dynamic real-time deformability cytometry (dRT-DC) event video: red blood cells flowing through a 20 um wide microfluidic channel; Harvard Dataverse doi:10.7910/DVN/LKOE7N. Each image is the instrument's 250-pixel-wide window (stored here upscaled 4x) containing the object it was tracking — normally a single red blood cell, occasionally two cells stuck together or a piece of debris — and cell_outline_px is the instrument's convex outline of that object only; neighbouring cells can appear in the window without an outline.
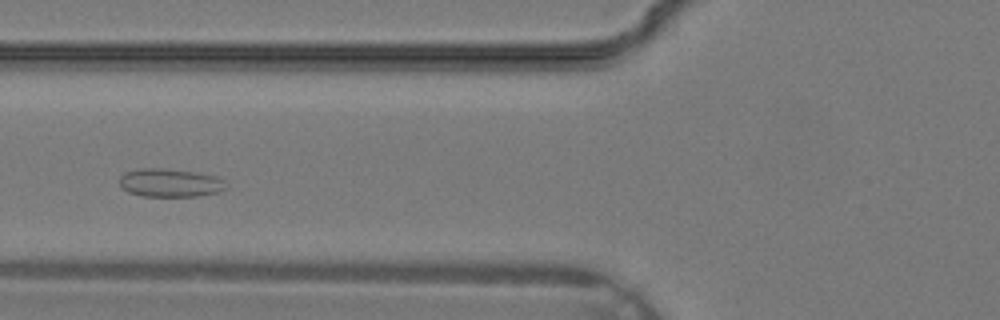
{"species": "common noctule bat (a hibernating species)", "species_latin": "Nyctalus noctula", "temperature_condition": "warm", "stored_images_in_passage": 20, "camera_frame_rate_fps": 3000, "um_per_image_px": 0.085, "animal": {"sex": "male", "body_mass_g": 19.2, "forearm_length_mm": 51.8}, "frame": {"image": 1, "passage_image": 5, "time_ms": 1.333, "image_size_px": [1000, 320], "cell_outline_px": [[228, 188], [220, 192], [196, 196], [140, 196], [128, 192], [120, 188], [120, 176], [124, 172], [140, 168], [160, 168], [192, 172], [220, 176]], "centroid_in_image_um": [14.45, 15.54], "position_along_channel_um": 111.4, "area_um2": 17.74}}
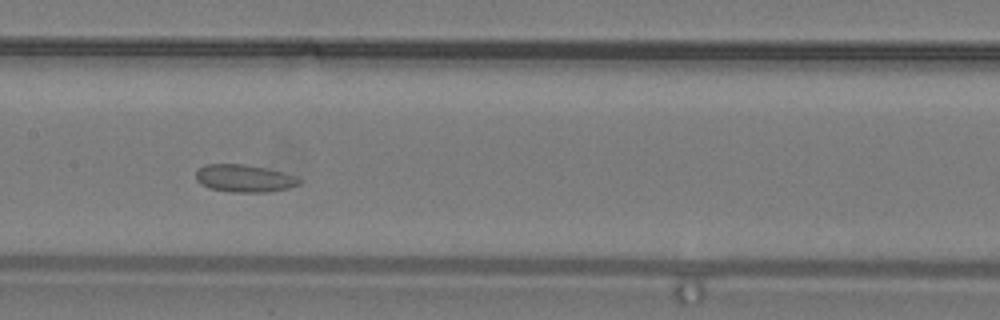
{"frame": {"image": 2, "passage_image": 9, "time_ms": 2.667, "image_size_px": [1000, 320], "cell_outline_px": [[300, 184], [288, 188], [268, 192], [232, 192], [208, 188], [200, 184], [196, 180], [196, 172], [204, 164], [244, 164], [264, 168], [296, 176], [300, 180]], "centroid_in_image_um": [20.73, 15.17], "position_along_channel_um": 186.7, "area_um2": 16.47}}
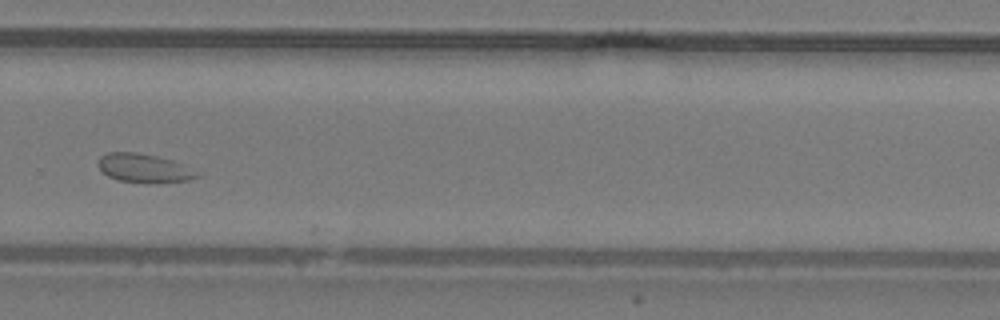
{"frame": {"image": 3, "passage_image": 16, "time_ms": 5.0, "image_size_px": [1000, 320], "cell_outline_px": [[204, 172], [200, 176], [188, 180], [156, 184], [148, 184], [116, 180], [108, 176], [96, 164], [100, 156], [108, 152], [136, 152], [156, 156], [172, 160]], "centroid_in_image_um": [12.3, 14.31], "position_along_channel_um": 317.5, "area_um2": 17.11}}